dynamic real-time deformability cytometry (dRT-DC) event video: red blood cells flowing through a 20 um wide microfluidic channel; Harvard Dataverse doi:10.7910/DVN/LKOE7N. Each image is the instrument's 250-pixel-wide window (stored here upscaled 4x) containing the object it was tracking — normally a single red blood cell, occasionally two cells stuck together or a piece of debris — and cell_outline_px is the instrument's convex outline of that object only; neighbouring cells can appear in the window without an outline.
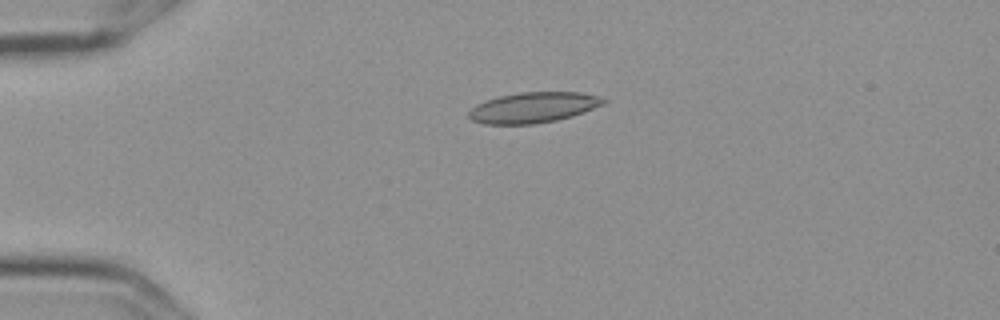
{"species": "Egyptian fruit bat (a non-hibernating species)", "species_latin": "Rousettus aegyptiacus", "temperature_condition": "cold", "stored_images_in_passage": 37, "camera_frame_rate_fps": 3000, "um_per_image_px": 0.085, "frame": {"image": 1, "passage_image": 1, "time_ms": 0.0, "image_size_px": [1000, 320], "cell_outline_px": [[608, 100], [604, 104], [584, 112], [572, 116], [556, 120], [536, 124], [484, 124], [472, 120], [468, 116], [468, 112], [476, 104], [500, 96], [520, 92], [580, 92], [600, 96]], "centroid_in_image_um": [45.36, 9.14], "position_along_channel_um": 39.6, "area_um2": 23.99}}
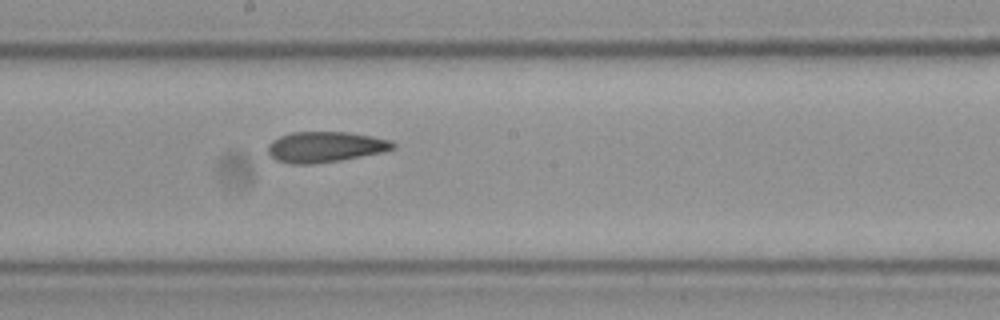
{"frame": {"image": 2, "passage_image": 19, "time_ms": 6.0, "image_size_px": [1000, 320], "cell_outline_px": [[396, 148], [384, 152], [340, 160], [312, 164], [292, 164], [276, 160], [268, 152], [268, 144], [272, 140], [280, 136], [292, 132], [348, 132], [372, 136], [392, 140], [396, 144]], "centroid_in_image_um": [27.68, 12.48], "position_along_channel_um": 220.5, "area_um2": 22.43}}
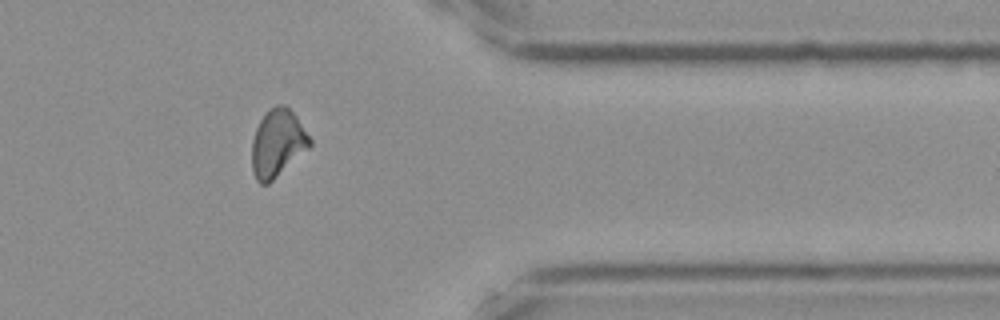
{"frame": {"image": 3, "passage_image": 34, "time_ms": 11.0, "image_size_px": [1000, 320], "cell_outline_px": [[312, 144], [308, 148], [268, 184], [260, 184], [256, 180], [252, 172], [252, 140], [256, 128], [260, 120], [268, 108], [276, 104], [284, 104], [296, 116], [312, 140]], "centroid_in_image_um": [23.56, 12.16], "position_along_channel_um": 387.8, "area_um2": 22.66}, "authors_computed_cell_mechanics": {"area_um2": 22.3686, "velocity_mm_per_s": 3.6093, "shape_relaxation_time_tau1_ms": null, "shape_relaxation_time_tau2_ms": 6.5614, "deformation_change_tau1": null, "deformation_change_tau2": 0.1222}}